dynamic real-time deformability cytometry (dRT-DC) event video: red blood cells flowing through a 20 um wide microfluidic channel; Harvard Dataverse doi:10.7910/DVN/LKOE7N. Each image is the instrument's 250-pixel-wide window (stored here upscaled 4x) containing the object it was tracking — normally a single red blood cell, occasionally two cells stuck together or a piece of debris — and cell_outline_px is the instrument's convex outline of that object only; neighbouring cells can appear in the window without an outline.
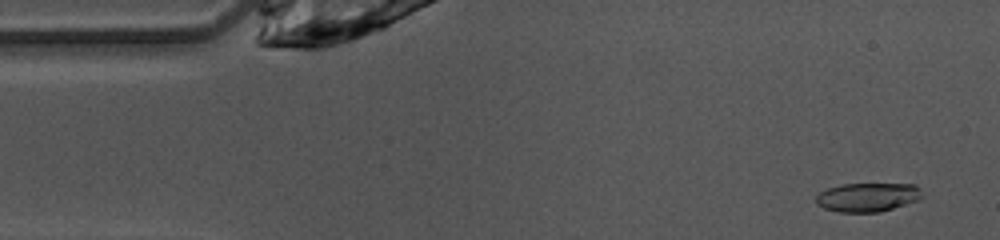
{"species": "common noctule bat (a hibernating species)", "species_latin": "Nyctalus noctula", "temperature_condition": "warm", "stored_images_in_passage": 48, "camera_frame_rate_fps": 3000, "um_per_image_px": 0.085, "animal": {"sex": "female", "body_mass_g": 10.0, "forearm_length_mm": 53.1}, "frame": {"image": 1, "passage_image": 3, "time_ms": 0.667, "image_size_px": [1000, 240], "cell_outline_px": [[924, 196], [920, 200], [880, 212], [840, 212], [824, 208], [816, 204], [816, 196], [820, 192], [828, 188], [840, 184], [916, 184], [920, 188]], "centroid_in_image_um": [73.79, 16.76], "position_along_channel_um": 11.2, "area_um2": 18.03}}
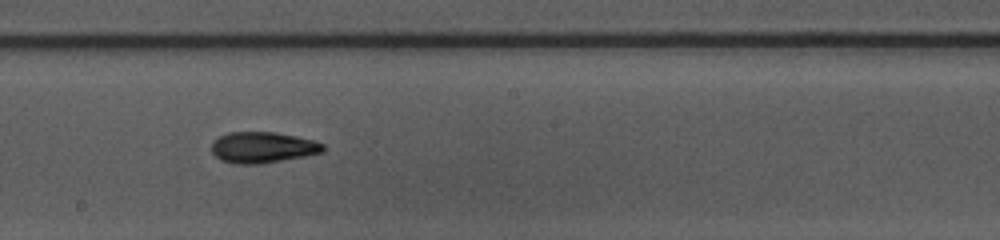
{"frame": {"image": 2, "passage_image": 25, "time_ms": 8.0, "image_size_px": [1000, 240], "cell_outline_px": [[324, 152], [304, 156], [260, 164], [232, 164], [220, 160], [212, 152], [212, 140], [216, 136], [228, 132], [276, 132], [296, 136], [312, 140], [324, 144]], "centroid_in_image_um": [22.28, 12.52], "position_along_channel_um": 225.9, "area_um2": 20.35}}
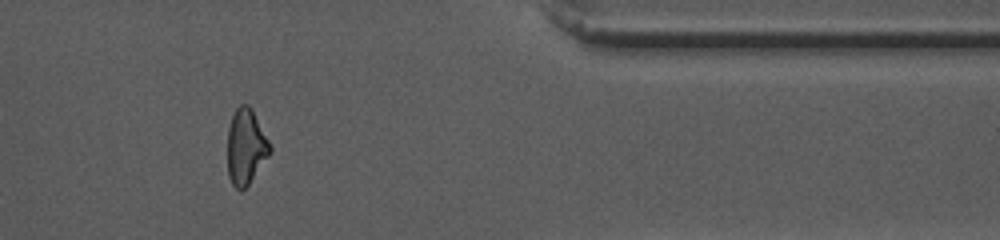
{"frame": {"image": 3, "passage_image": 39, "time_ms": 12.667, "image_size_px": [1000, 240], "cell_outline_px": [[272, 152], [248, 184], [240, 192], [232, 184], [228, 176], [228, 128], [232, 116], [236, 108], [240, 104], [248, 104], [252, 108], [272, 148]], "centroid_in_image_um": [20.9, 12.47], "position_along_channel_um": 390.5, "area_um2": 18.67}, "authors_computed_cell_mechanics": {"area_um2": 19.3052, "velocity_mm_per_s": 4.1042, "shape_relaxation_time_tau1_ms": 6.1144, "shape_relaxation_time_tau2_ms": 4.6456, "deformation_change_tau1": 0.1891, "deformation_change_tau2": 0.1464}}